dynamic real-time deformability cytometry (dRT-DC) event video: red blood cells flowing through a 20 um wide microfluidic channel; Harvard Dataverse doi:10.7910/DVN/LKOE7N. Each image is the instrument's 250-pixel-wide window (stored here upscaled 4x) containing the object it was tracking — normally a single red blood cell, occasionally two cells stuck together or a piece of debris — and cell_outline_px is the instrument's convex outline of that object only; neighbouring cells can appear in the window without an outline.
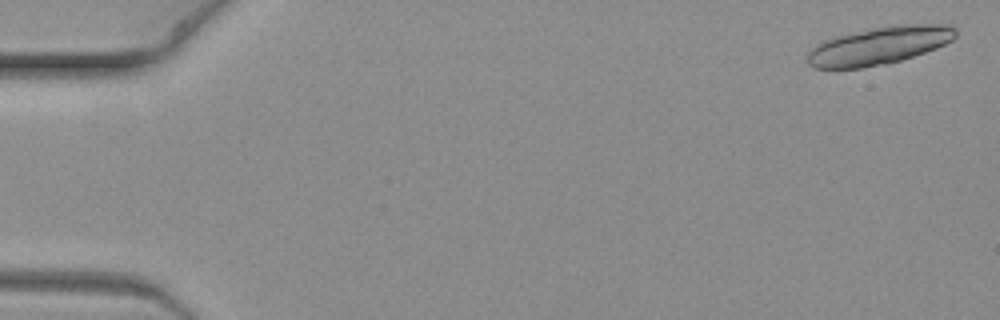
{"species": "common noctule bat (a hibernating species)", "species_latin": "Nyctalus noctula", "temperature_condition": "warm", "stored_images_in_passage": 6, "camera_frame_rate_fps": 3000, "um_per_image_px": 0.085, "animal": {"sex": "female", "body_mass_g": 19.3, "forearm_length_mm": 54.1}, "frame": {"image": 1, "passage_image": 1, "time_ms": 0.0, "image_size_px": [1000, 320], "cell_outline_px": [[956, 36], [952, 40], [936, 48], [888, 64], [860, 68], [812, 68], [808, 64], [808, 52], [816, 44], [824, 40], [836, 36], [872, 28], [892, 24], [952, 24], [956, 28]], "centroid_in_image_um": [74.74, 3.87], "position_along_channel_um": 10.3, "area_um2": 32.71}}